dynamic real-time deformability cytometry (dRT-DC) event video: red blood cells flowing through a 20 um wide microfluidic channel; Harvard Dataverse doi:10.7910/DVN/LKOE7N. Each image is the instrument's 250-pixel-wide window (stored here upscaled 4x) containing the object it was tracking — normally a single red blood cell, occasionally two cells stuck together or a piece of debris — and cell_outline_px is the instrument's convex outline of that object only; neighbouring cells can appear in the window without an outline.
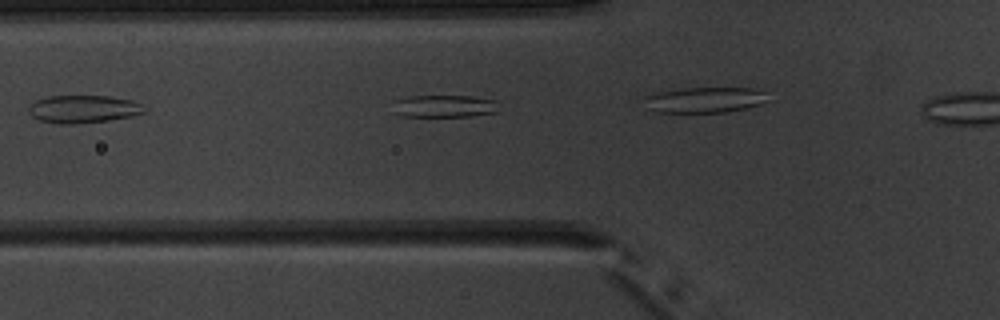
{"species": "common noctule bat (a hibernating species)", "species_latin": "Nyctalus noctula", "temperature_condition": "warm", "stored_images_in_passage": 4, "camera_frame_rate_fps": 3000, "um_per_image_px": 0.085, "animal": {"sex": "male", "body_mass_g": 20.1, "forearm_length_mm": 53.5}, "frame": {"image": 1, "passage_image": 3, "time_ms": 2.0, "image_size_px": [1000, 320], "cell_outline_px": [[496, 112], [472, 116], [400, 116], [392, 112], [392, 100], [408, 96], [472, 96], [496, 100]], "centroid_in_image_um": [37.65, 9.02], "position_along_channel_um": 88.1, "area_um2": 13.99}}